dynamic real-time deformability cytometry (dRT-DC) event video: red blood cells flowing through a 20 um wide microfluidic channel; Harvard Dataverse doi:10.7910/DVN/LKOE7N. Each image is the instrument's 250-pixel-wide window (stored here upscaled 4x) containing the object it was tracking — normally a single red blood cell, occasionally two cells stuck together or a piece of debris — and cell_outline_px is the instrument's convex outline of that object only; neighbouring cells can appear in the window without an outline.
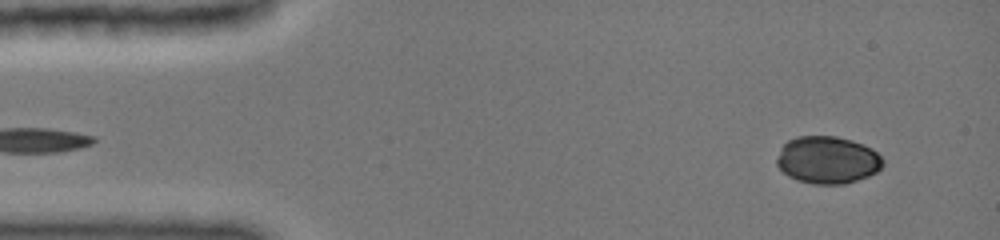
{"species": "common noctule bat (a hibernating species)", "species_latin": "Nyctalus noctula", "temperature_condition": "cold", "stored_images_in_passage": 14, "camera_frame_rate_fps": 3000, "um_per_image_px": 0.085, "animal": {"sex": "female", "body_mass_g": 19.0, "forearm_length_mm": 51.5}, "frame": {"image": 1, "passage_image": 2, "time_ms": 0.333, "image_size_px": [1000, 240], "cell_outline_px": [[884, 164], [876, 172], [868, 176], [844, 184], [812, 184], [796, 180], [788, 176], [776, 164], [776, 160], [780, 148], [788, 140], [796, 136], [836, 136], [852, 140], [864, 144], [872, 148], [884, 160]], "centroid_in_image_um": [70.33, 13.59], "position_along_channel_um": 14.7, "area_um2": 29.48}}
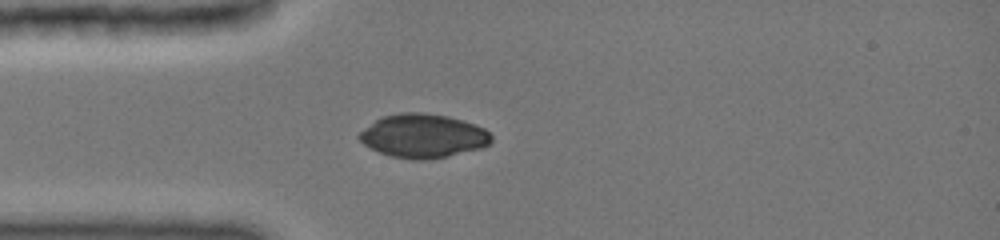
{"frame": {"image": 2, "passage_image": 9, "time_ms": 3.333, "image_size_px": [1000, 240], "cell_outline_px": [[492, 140], [488, 144], [480, 148], [448, 156], [424, 160], [412, 160], [392, 156], [380, 152], [364, 144], [356, 136], [364, 128], [376, 120], [384, 116], [400, 112], [416, 112], [448, 116], [484, 128], [492, 136]], "centroid_in_image_um": [35.95, 11.55], "position_along_channel_um": 49.1, "area_um2": 33.29}}
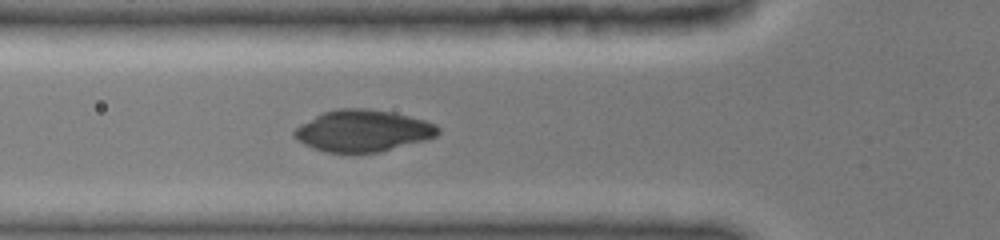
{"frame": {"image": 3, "passage_image": 12, "time_ms": 4.667, "image_size_px": [1000, 240], "cell_outline_px": [[440, 132], [436, 136], [424, 140], [380, 152], [324, 152], [312, 148], [296, 140], [292, 136], [292, 132], [296, 128], [316, 116], [324, 112], [340, 108], [364, 108], [392, 112], [424, 120], [436, 124], [440, 128]], "centroid_in_image_um": [30.84, 11.12], "position_along_channel_um": 95.0, "area_um2": 34.68}}